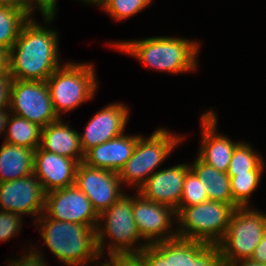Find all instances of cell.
<instances>
[{"mask_svg": "<svg viewBox=\"0 0 266 266\" xmlns=\"http://www.w3.org/2000/svg\"><path fill=\"white\" fill-rule=\"evenodd\" d=\"M58 33L33 17L23 24L10 49L9 75L15 80L46 81L62 64Z\"/></svg>", "mask_w": 266, "mask_h": 266, "instance_id": "cell-2", "label": "cell"}, {"mask_svg": "<svg viewBox=\"0 0 266 266\" xmlns=\"http://www.w3.org/2000/svg\"><path fill=\"white\" fill-rule=\"evenodd\" d=\"M9 111L41 128L59 119L46 81L12 79Z\"/></svg>", "mask_w": 266, "mask_h": 266, "instance_id": "cell-10", "label": "cell"}, {"mask_svg": "<svg viewBox=\"0 0 266 266\" xmlns=\"http://www.w3.org/2000/svg\"><path fill=\"white\" fill-rule=\"evenodd\" d=\"M57 0H21L22 7L31 15L34 13V8L39 9L44 18L45 24L52 23L57 13Z\"/></svg>", "mask_w": 266, "mask_h": 266, "instance_id": "cell-30", "label": "cell"}, {"mask_svg": "<svg viewBox=\"0 0 266 266\" xmlns=\"http://www.w3.org/2000/svg\"><path fill=\"white\" fill-rule=\"evenodd\" d=\"M190 164L171 166L154 172L138 189L144 198L176 210L183 193V184Z\"/></svg>", "mask_w": 266, "mask_h": 266, "instance_id": "cell-15", "label": "cell"}, {"mask_svg": "<svg viewBox=\"0 0 266 266\" xmlns=\"http://www.w3.org/2000/svg\"><path fill=\"white\" fill-rule=\"evenodd\" d=\"M22 215H17L7 211L0 210V241H8L13 236H17L22 228Z\"/></svg>", "mask_w": 266, "mask_h": 266, "instance_id": "cell-29", "label": "cell"}, {"mask_svg": "<svg viewBox=\"0 0 266 266\" xmlns=\"http://www.w3.org/2000/svg\"><path fill=\"white\" fill-rule=\"evenodd\" d=\"M11 83L9 74L0 76V109L9 108Z\"/></svg>", "mask_w": 266, "mask_h": 266, "instance_id": "cell-32", "label": "cell"}, {"mask_svg": "<svg viewBox=\"0 0 266 266\" xmlns=\"http://www.w3.org/2000/svg\"><path fill=\"white\" fill-rule=\"evenodd\" d=\"M183 139L162 127L148 138L140 135L131 157L118 173L121 183L138 191Z\"/></svg>", "mask_w": 266, "mask_h": 266, "instance_id": "cell-8", "label": "cell"}, {"mask_svg": "<svg viewBox=\"0 0 266 266\" xmlns=\"http://www.w3.org/2000/svg\"><path fill=\"white\" fill-rule=\"evenodd\" d=\"M36 248H31V251H28V255L24 254V256L20 259L8 260L7 263L9 266H47L44 261V257H42L43 253H40V250L36 251ZM7 265V266H8Z\"/></svg>", "mask_w": 266, "mask_h": 266, "instance_id": "cell-31", "label": "cell"}, {"mask_svg": "<svg viewBox=\"0 0 266 266\" xmlns=\"http://www.w3.org/2000/svg\"><path fill=\"white\" fill-rule=\"evenodd\" d=\"M136 192V198L134 196L132 199V212L141 241L145 239L152 249L166 252L178 260V237L172 228L175 210Z\"/></svg>", "mask_w": 266, "mask_h": 266, "instance_id": "cell-9", "label": "cell"}, {"mask_svg": "<svg viewBox=\"0 0 266 266\" xmlns=\"http://www.w3.org/2000/svg\"><path fill=\"white\" fill-rule=\"evenodd\" d=\"M196 158L194 164H190V169L204 184L208 199L233 206L229 175L203 162L198 156Z\"/></svg>", "mask_w": 266, "mask_h": 266, "instance_id": "cell-21", "label": "cell"}, {"mask_svg": "<svg viewBox=\"0 0 266 266\" xmlns=\"http://www.w3.org/2000/svg\"><path fill=\"white\" fill-rule=\"evenodd\" d=\"M46 192L34 175L0 183V209L39 218L45 209Z\"/></svg>", "mask_w": 266, "mask_h": 266, "instance_id": "cell-13", "label": "cell"}, {"mask_svg": "<svg viewBox=\"0 0 266 266\" xmlns=\"http://www.w3.org/2000/svg\"><path fill=\"white\" fill-rule=\"evenodd\" d=\"M0 6L22 7L21 0H0Z\"/></svg>", "mask_w": 266, "mask_h": 266, "instance_id": "cell-37", "label": "cell"}, {"mask_svg": "<svg viewBox=\"0 0 266 266\" xmlns=\"http://www.w3.org/2000/svg\"><path fill=\"white\" fill-rule=\"evenodd\" d=\"M10 50L0 45V76L9 74Z\"/></svg>", "mask_w": 266, "mask_h": 266, "instance_id": "cell-34", "label": "cell"}, {"mask_svg": "<svg viewBox=\"0 0 266 266\" xmlns=\"http://www.w3.org/2000/svg\"><path fill=\"white\" fill-rule=\"evenodd\" d=\"M63 123L59 118L42 128L40 147L47 152L76 159L80 163L85 156L80 144V132Z\"/></svg>", "mask_w": 266, "mask_h": 266, "instance_id": "cell-19", "label": "cell"}, {"mask_svg": "<svg viewBox=\"0 0 266 266\" xmlns=\"http://www.w3.org/2000/svg\"><path fill=\"white\" fill-rule=\"evenodd\" d=\"M35 150L3 142L0 147V183L33 174Z\"/></svg>", "mask_w": 266, "mask_h": 266, "instance_id": "cell-20", "label": "cell"}, {"mask_svg": "<svg viewBox=\"0 0 266 266\" xmlns=\"http://www.w3.org/2000/svg\"><path fill=\"white\" fill-rule=\"evenodd\" d=\"M153 0H110L104 11L112 19L125 20L144 10Z\"/></svg>", "mask_w": 266, "mask_h": 266, "instance_id": "cell-28", "label": "cell"}, {"mask_svg": "<svg viewBox=\"0 0 266 266\" xmlns=\"http://www.w3.org/2000/svg\"><path fill=\"white\" fill-rule=\"evenodd\" d=\"M217 120L216 112L211 110L201 115L202 145L197 156L208 165L227 173L233 151L240 142L217 133Z\"/></svg>", "mask_w": 266, "mask_h": 266, "instance_id": "cell-17", "label": "cell"}, {"mask_svg": "<svg viewBox=\"0 0 266 266\" xmlns=\"http://www.w3.org/2000/svg\"><path fill=\"white\" fill-rule=\"evenodd\" d=\"M30 16L23 7L0 6V45L10 50Z\"/></svg>", "mask_w": 266, "mask_h": 266, "instance_id": "cell-24", "label": "cell"}, {"mask_svg": "<svg viewBox=\"0 0 266 266\" xmlns=\"http://www.w3.org/2000/svg\"><path fill=\"white\" fill-rule=\"evenodd\" d=\"M91 63L67 62L54 71L46 80L55 113L74 110L94 98L98 82Z\"/></svg>", "mask_w": 266, "mask_h": 266, "instance_id": "cell-7", "label": "cell"}, {"mask_svg": "<svg viewBox=\"0 0 266 266\" xmlns=\"http://www.w3.org/2000/svg\"><path fill=\"white\" fill-rule=\"evenodd\" d=\"M10 115L9 108L0 109V134L5 133Z\"/></svg>", "mask_w": 266, "mask_h": 266, "instance_id": "cell-35", "label": "cell"}, {"mask_svg": "<svg viewBox=\"0 0 266 266\" xmlns=\"http://www.w3.org/2000/svg\"><path fill=\"white\" fill-rule=\"evenodd\" d=\"M226 266H266V265H261L258 262L252 261L250 259H241L234 261Z\"/></svg>", "mask_w": 266, "mask_h": 266, "instance_id": "cell-36", "label": "cell"}, {"mask_svg": "<svg viewBox=\"0 0 266 266\" xmlns=\"http://www.w3.org/2000/svg\"><path fill=\"white\" fill-rule=\"evenodd\" d=\"M43 215L56 221L83 224L93 228H97L99 223V214L88 197L75 185L47 192Z\"/></svg>", "mask_w": 266, "mask_h": 266, "instance_id": "cell-11", "label": "cell"}, {"mask_svg": "<svg viewBox=\"0 0 266 266\" xmlns=\"http://www.w3.org/2000/svg\"><path fill=\"white\" fill-rule=\"evenodd\" d=\"M128 119L129 109L125 104L116 102L103 107L92 116L85 132L79 133L84 154L92 147L125 133Z\"/></svg>", "mask_w": 266, "mask_h": 266, "instance_id": "cell-14", "label": "cell"}, {"mask_svg": "<svg viewBox=\"0 0 266 266\" xmlns=\"http://www.w3.org/2000/svg\"><path fill=\"white\" fill-rule=\"evenodd\" d=\"M140 135L124 133L100 145L89 149L83 162L99 169H106L119 173L131 157Z\"/></svg>", "mask_w": 266, "mask_h": 266, "instance_id": "cell-18", "label": "cell"}, {"mask_svg": "<svg viewBox=\"0 0 266 266\" xmlns=\"http://www.w3.org/2000/svg\"><path fill=\"white\" fill-rule=\"evenodd\" d=\"M85 3H91V5H97L100 6V8L102 7V9L104 10V8L107 6V4L109 3L110 0H82Z\"/></svg>", "mask_w": 266, "mask_h": 266, "instance_id": "cell-38", "label": "cell"}, {"mask_svg": "<svg viewBox=\"0 0 266 266\" xmlns=\"http://www.w3.org/2000/svg\"><path fill=\"white\" fill-rule=\"evenodd\" d=\"M114 43L110 45L115 49L134 56L142 64L157 71L178 74L197 68L198 41L156 36Z\"/></svg>", "mask_w": 266, "mask_h": 266, "instance_id": "cell-4", "label": "cell"}, {"mask_svg": "<svg viewBox=\"0 0 266 266\" xmlns=\"http://www.w3.org/2000/svg\"><path fill=\"white\" fill-rule=\"evenodd\" d=\"M5 129L4 142L36 150L41 145V130L37 124L11 113Z\"/></svg>", "mask_w": 266, "mask_h": 266, "instance_id": "cell-22", "label": "cell"}, {"mask_svg": "<svg viewBox=\"0 0 266 266\" xmlns=\"http://www.w3.org/2000/svg\"><path fill=\"white\" fill-rule=\"evenodd\" d=\"M110 260L101 266H184L174 256L160 250H149L143 253L110 254Z\"/></svg>", "mask_w": 266, "mask_h": 266, "instance_id": "cell-23", "label": "cell"}, {"mask_svg": "<svg viewBox=\"0 0 266 266\" xmlns=\"http://www.w3.org/2000/svg\"><path fill=\"white\" fill-rule=\"evenodd\" d=\"M250 260L258 262L261 265H266V227L263 231L262 240L256 246Z\"/></svg>", "mask_w": 266, "mask_h": 266, "instance_id": "cell-33", "label": "cell"}, {"mask_svg": "<svg viewBox=\"0 0 266 266\" xmlns=\"http://www.w3.org/2000/svg\"><path fill=\"white\" fill-rule=\"evenodd\" d=\"M44 244L67 266L99 265L96 229L92 226L56 221L43 214L36 219ZM90 263V264H89ZM87 264V265H86Z\"/></svg>", "mask_w": 266, "mask_h": 266, "instance_id": "cell-3", "label": "cell"}, {"mask_svg": "<svg viewBox=\"0 0 266 266\" xmlns=\"http://www.w3.org/2000/svg\"><path fill=\"white\" fill-rule=\"evenodd\" d=\"M266 227V214L248 208H236L231 215L224 238L197 266H226L250 259L261 242Z\"/></svg>", "mask_w": 266, "mask_h": 266, "instance_id": "cell-5", "label": "cell"}, {"mask_svg": "<svg viewBox=\"0 0 266 266\" xmlns=\"http://www.w3.org/2000/svg\"><path fill=\"white\" fill-rule=\"evenodd\" d=\"M209 201L204 184L200 182L197 175L190 169L185 176L183 193L179 206L175 210L177 214L182 208Z\"/></svg>", "mask_w": 266, "mask_h": 266, "instance_id": "cell-27", "label": "cell"}, {"mask_svg": "<svg viewBox=\"0 0 266 266\" xmlns=\"http://www.w3.org/2000/svg\"><path fill=\"white\" fill-rule=\"evenodd\" d=\"M78 165L76 159L47 152L39 146L34 152L33 174L47 193L75 185Z\"/></svg>", "mask_w": 266, "mask_h": 266, "instance_id": "cell-16", "label": "cell"}, {"mask_svg": "<svg viewBox=\"0 0 266 266\" xmlns=\"http://www.w3.org/2000/svg\"><path fill=\"white\" fill-rule=\"evenodd\" d=\"M264 170H252L247 173L230 177V187L233 198V207L246 208L249 206L250 197L261 182Z\"/></svg>", "mask_w": 266, "mask_h": 266, "instance_id": "cell-25", "label": "cell"}, {"mask_svg": "<svg viewBox=\"0 0 266 266\" xmlns=\"http://www.w3.org/2000/svg\"><path fill=\"white\" fill-rule=\"evenodd\" d=\"M132 199V196L129 197L124 193L99 215L96 236L100 256L103 257L105 254V247H107L109 255L143 253L152 250L147 243H140L142 238L134 222ZM106 237L111 239L108 246H104ZM135 244L139 246L136 247Z\"/></svg>", "mask_w": 266, "mask_h": 266, "instance_id": "cell-6", "label": "cell"}, {"mask_svg": "<svg viewBox=\"0 0 266 266\" xmlns=\"http://www.w3.org/2000/svg\"><path fill=\"white\" fill-rule=\"evenodd\" d=\"M234 210L228 203L210 200L182 208L176 214L178 260L197 266L224 238Z\"/></svg>", "mask_w": 266, "mask_h": 266, "instance_id": "cell-1", "label": "cell"}, {"mask_svg": "<svg viewBox=\"0 0 266 266\" xmlns=\"http://www.w3.org/2000/svg\"><path fill=\"white\" fill-rule=\"evenodd\" d=\"M262 156L249 143L241 141L234 149L227 174L235 176L247 171L264 170V160Z\"/></svg>", "mask_w": 266, "mask_h": 266, "instance_id": "cell-26", "label": "cell"}, {"mask_svg": "<svg viewBox=\"0 0 266 266\" xmlns=\"http://www.w3.org/2000/svg\"><path fill=\"white\" fill-rule=\"evenodd\" d=\"M121 185L117 172L91 167L83 161L77 167L75 186L88 197L99 215L124 194Z\"/></svg>", "mask_w": 266, "mask_h": 266, "instance_id": "cell-12", "label": "cell"}]
</instances>
